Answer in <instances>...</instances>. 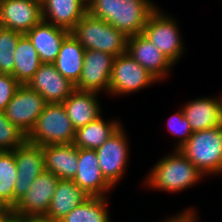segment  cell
<instances>
[{
	"instance_id": "1",
	"label": "cell",
	"mask_w": 222,
	"mask_h": 222,
	"mask_svg": "<svg viewBox=\"0 0 222 222\" xmlns=\"http://www.w3.org/2000/svg\"><path fill=\"white\" fill-rule=\"evenodd\" d=\"M157 7L151 0H93L87 12L130 37L143 32Z\"/></svg>"
},
{
	"instance_id": "2",
	"label": "cell",
	"mask_w": 222,
	"mask_h": 222,
	"mask_svg": "<svg viewBox=\"0 0 222 222\" xmlns=\"http://www.w3.org/2000/svg\"><path fill=\"white\" fill-rule=\"evenodd\" d=\"M200 170L178 149L159 159L144 180L149 188L167 192H181L203 178Z\"/></svg>"
},
{
	"instance_id": "3",
	"label": "cell",
	"mask_w": 222,
	"mask_h": 222,
	"mask_svg": "<svg viewBox=\"0 0 222 222\" xmlns=\"http://www.w3.org/2000/svg\"><path fill=\"white\" fill-rule=\"evenodd\" d=\"M85 50L109 53L115 57L127 52V38L122 31L88 12L70 31Z\"/></svg>"
},
{
	"instance_id": "4",
	"label": "cell",
	"mask_w": 222,
	"mask_h": 222,
	"mask_svg": "<svg viewBox=\"0 0 222 222\" xmlns=\"http://www.w3.org/2000/svg\"><path fill=\"white\" fill-rule=\"evenodd\" d=\"M179 151L204 177L222 174V125L193 132Z\"/></svg>"
},
{
	"instance_id": "5",
	"label": "cell",
	"mask_w": 222,
	"mask_h": 222,
	"mask_svg": "<svg viewBox=\"0 0 222 222\" xmlns=\"http://www.w3.org/2000/svg\"><path fill=\"white\" fill-rule=\"evenodd\" d=\"M76 130L62 103H47L30 133L29 143L41 147L74 143Z\"/></svg>"
},
{
	"instance_id": "6",
	"label": "cell",
	"mask_w": 222,
	"mask_h": 222,
	"mask_svg": "<svg viewBox=\"0 0 222 222\" xmlns=\"http://www.w3.org/2000/svg\"><path fill=\"white\" fill-rule=\"evenodd\" d=\"M161 11L157 8L150 15L142 33L168 60L176 64L184 53V42L176 19Z\"/></svg>"
},
{
	"instance_id": "7",
	"label": "cell",
	"mask_w": 222,
	"mask_h": 222,
	"mask_svg": "<svg viewBox=\"0 0 222 222\" xmlns=\"http://www.w3.org/2000/svg\"><path fill=\"white\" fill-rule=\"evenodd\" d=\"M157 82L148 70L125 52L115 57L108 93L117 96L128 95Z\"/></svg>"
},
{
	"instance_id": "8",
	"label": "cell",
	"mask_w": 222,
	"mask_h": 222,
	"mask_svg": "<svg viewBox=\"0 0 222 222\" xmlns=\"http://www.w3.org/2000/svg\"><path fill=\"white\" fill-rule=\"evenodd\" d=\"M129 140L121 125L106 142L95 149L104 178L114 187L124 177L129 161Z\"/></svg>"
},
{
	"instance_id": "9",
	"label": "cell",
	"mask_w": 222,
	"mask_h": 222,
	"mask_svg": "<svg viewBox=\"0 0 222 222\" xmlns=\"http://www.w3.org/2000/svg\"><path fill=\"white\" fill-rule=\"evenodd\" d=\"M47 102L27 85H20L4 110L6 118L25 135L33 129Z\"/></svg>"
},
{
	"instance_id": "10",
	"label": "cell",
	"mask_w": 222,
	"mask_h": 222,
	"mask_svg": "<svg viewBox=\"0 0 222 222\" xmlns=\"http://www.w3.org/2000/svg\"><path fill=\"white\" fill-rule=\"evenodd\" d=\"M59 178L44 170L30 186L27 193L14 205L11 212L23 217L45 216Z\"/></svg>"
},
{
	"instance_id": "11",
	"label": "cell",
	"mask_w": 222,
	"mask_h": 222,
	"mask_svg": "<svg viewBox=\"0 0 222 222\" xmlns=\"http://www.w3.org/2000/svg\"><path fill=\"white\" fill-rule=\"evenodd\" d=\"M115 56L96 50H85L83 68L76 90L99 93L109 92V83Z\"/></svg>"
},
{
	"instance_id": "12",
	"label": "cell",
	"mask_w": 222,
	"mask_h": 222,
	"mask_svg": "<svg viewBox=\"0 0 222 222\" xmlns=\"http://www.w3.org/2000/svg\"><path fill=\"white\" fill-rule=\"evenodd\" d=\"M14 152L17 178L14 186V205L28 192L30 186L44 169L42 147L26 141Z\"/></svg>"
},
{
	"instance_id": "13",
	"label": "cell",
	"mask_w": 222,
	"mask_h": 222,
	"mask_svg": "<svg viewBox=\"0 0 222 222\" xmlns=\"http://www.w3.org/2000/svg\"><path fill=\"white\" fill-rule=\"evenodd\" d=\"M41 0L0 1V26L26 34L42 21Z\"/></svg>"
},
{
	"instance_id": "14",
	"label": "cell",
	"mask_w": 222,
	"mask_h": 222,
	"mask_svg": "<svg viewBox=\"0 0 222 222\" xmlns=\"http://www.w3.org/2000/svg\"><path fill=\"white\" fill-rule=\"evenodd\" d=\"M127 53L158 81L166 79L174 66L143 33L127 38Z\"/></svg>"
},
{
	"instance_id": "15",
	"label": "cell",
	"mask_w": 222,
	"mask_h": 222,
	"mask_svg": "<svg viewBox=\"0 0 222 222\" xmlns=\"http://www.w3.org/2000/svg\"><path fill=\"white\" fill-rule=\"evenodd\" d=\"M38 92L47 103H63L75 90L74 84L63 77L54 64L42 63L26 84Z\"/></svg>"
},
{
	"instance_id": "16",
	"label": "cell",
	"mask_w": 222,
	"mask_h": 222,
	"mask_svg": "<svg viewBox=\"0 0 222 222\" xmlns=\"http://www.w3.org/2000/svg\"><path fill=\"white\" fill-rule=\"evenodd\" d=\"M73 181L94 197H107V192L114 188L102 175L95 149H78V168Z\"/></svg>"
},
{
	"instance_id": "17",
	"label": "cell",
	"mask_w": 222,
	"mask_h": 222,
	"mask_svg": "<svg viewBox=\"0 0 222 222\" xmlns=\"http://www.w3.org/2000/svg\"><path fill=\"white\" fill-rule=\"evenodd\" d=\"M181 109L193 132L222 125V95L219 98L200 97L191 100Z\"/></svg>"
},
{
	"instance_id": "18",
	"label": "cell",
	"mask_w": 222,
	"mask_h": 222,
	"mask_svg": "<svg viewBox=\"0 0 222 222\" xmlns=\"http://www.w3.org/2000/svg\"><path fill=\"white\" fill-rule=\"evenodd\" d=\"M70 31L41 21L26 33L35 47L41 63L53 64Z\"/></svg>"
},
{
	"instance_id": "19",
	"label": "cell",
	"mask_w": 222,
	"mask_h": 222,
	"mask_svg": "<svg viewBox=\"0 0 222 222\" xmlns=\"http://www.w3.org/2000/svg\"><path fill=\"white\" fill-rule=\"evenodd\" d=\"M44 169L59 179L73 180L78 168V148L73 143L42 147Z\"/></svg>"
},
{
	"instance_id": "20",
	"label": "cell",
	"mask_w": 222,
	"mask_h": 222,
	"mask_svg": "<svg viewBox=\"0 0 222 222\" xmlns=\"http://www.w3.org/2000/svg\"><path fill=\"white\" fill-rule=\"evenodd\" d=\"M43 21L71 31L87 13L81 0H41Z\"/></svg>"
},
{
	"instance_id": "21",
	"label": "cell",
	"mask_w": 222,
	"mask_h": 222,
	"mask_svg": "<svg viewBox=\"0 0 222 222\" xmlns=\"http://www.w3.org/2000/svg\"><path fill=\"white\" fill-rule=\"evenodd\" d=\"M98 93L74 90L62 103L75 130L101 117Z\"/></svg>"
},
{
	"instance_id": "22",
	"label": "cell",
	"mask_w": 222,
	"mask_h": 222,
	"mask_svg": "<svg viewBox=\"0 0 222 222\" xmlns=\"http://www.w3.org/2000/svg\"><path fill=\"white\" fill-rule=\"evenodd\" d=\"M89 197L73 180L59 179L45 217L61 220Z\"/></svg>"
},
{
	"instance_id": "23",
	"label": "cell",
	"mask_w": 222,
	"mask_h": 222,
	"mask_svg": "<svg viewBox=\"0 0 222 222\" xmlns=\"http://www.w3.org/2000/svg\"><path fill=\"white\" fill-rule=\"evenodd\" d=\"M84 55V47L70 33L62 42L53 64L63 77L75 85L82 72Z\"/></svg>"
},
{
	"instance_id": "24",
	"label": "cell",
	"mask_w": 222,
	"mask_h": 222,
	"mask_svg": "<svg viewBox=\"0 0 222 222\" xmlns=\"http://www.w3.org/2000/svg\"><path fill=\"white\" fill-rule=\"evenodd\" d=\"M120 121L104 120L99 117L87 125L78 128L75 132L74 145L78 149H97L113 135L121 126Z\"/></svg>"
},
{
	"instance_id": "25",
	"label": "cell",
	"mask_w": 222,
	"mask_h": 222,
	"mask_svg": "<svg viewBox=\"0 0 222 222\" xmlns=\"http://www.w3.org/2000/svg\"><path fill=\"white\" fill-rule=\"evenodd\" d=\"M13 55L15 65L11 75L21 85H26L42 64L35 47L26 34L19 37Z\"/></svg>"
},
{
	"instance_id": "26",
	"label": "cell",
	"mask_w": 222,
	"mask_h": 222,
	"mask_svg": "<svg viewBox=\"0 0 222 222\" xmlns=\"http://www.w3.org/2000/svg\"><path fill=\"white\" fill-rule=\"evenodd\" d=\"M106 198L90 196L64 216L60 222H111Z\"/></svg>"
},
{
	"instance_id": "27",
	"label": "cell",
	"mask_w": 222,
	"mask_h": 222,
	"mask_svg": "<svg viewBox=\"0 0 222 222\" xmlns=\"http://www.w3.org/2000/svg\"><path fill=\"white\" fill-rule=\"evenodd\" d=\"M17 166L13 151H0V199L11 210L14 207V186Z\"/></svg>"
},
{
	"instance_id": "28",
	"label": "cell",
	"mask_w": 222,
	"mask_h": 222,
	"mask_svg": "<svg viewBox=\"0 0 222 222\" xmlns=\"http://www.w3.org/2000/svg\"><path fill=\"white\" fill-rule=\"evenodd\" d=\"M22 33L0 26V73L12 74L14 71V52Z\"/></svg>"
},
{
	"instance_id": "29",
	"label": "cell",
	"mask_w": 222,
	"mask_h": 222,
	"mask_svg": "<svg viewBox=\"0 0 222 222\" xmlns=\"http://www.w3.org/2000/svg\"><path fill=\"white\" fill-rule=\"evenodd\" d=\"M26 141L27 135L6 118L4 111H0V151L15 150Z\"/></svg>"
},
{
	"instance_id": "30",
	"label": "cell",
	"mask_w": 222,
	"mask_h": 222,
	"mask_svg": "<svg viewBox=\"0 0 222 222\" xmlns=\"http://www.w3.org/2000/svg\"><path fill=\"white\" fill-rule=\"evenodd\" d=\"M167 128L177 138V144L174 149H180L192 136L191 126L180 108L178 112L172 115L167 122Z\"/></svg>"
},
{
	"instance_id": "31",
	"label": "cell",
	"mask_w": 222,
	"mask_h": 222,
	"mask_svg": "<svg viewBox=\"0 0 222 222\" xmlns=\"http://www.w3.org/2000/svg\"><path fill=\"white\" fill-rule=\"evenodd\" d=\"M21 84L11 75L0 73V111H4Z\"/></svg>"
},
{
	"instance_id": "32",
	"label": "cell",
	"mask_w": 222,
	"mask_h": 222,
	"mask_svg": "<svg viewBox=\"0 0 222 222\" xmlns=\"http://www.w3.org/2000/svg\"><path fill=\"white\" fill-rule=\"evenodd\" d=\"M196 211L191 208L185 209L182 211V213H178L176 216L168 217V219H165L161 222H198L196 217Z\"/></svg>"
},
{
	"instance_id": "33",
	"label": "cell",
	"mask_w": 222,
	"mask_h": 222,
	"mask_svg": "<svg viewBox=\"0 0 222 222\" xmlns=\"http://www.w3.org/2000/svg\"><path fill=\"white\" fill-rule=\"evenodd\" d=\"M1 222H29V218L15 215L11 211L1 217Z\"/></svg>"
},
{
	"instance_id": "34",
	"label": "cell",
	"mask_w": 222,
	"mask_h": 222,
	"mask_svg": "<svg viewBox=\"0 0 222 222\" xmlns=\"http://www.w3.org/2000/svg\"><path fill=\"white\" fill-rule=\"evenodd\" d=\"M29 222H60V220L50 219L45 216L29 217Z\"/></svg>"
},
{
	"instance_id": "35",
	"label": "cell",
	"mask_w": 222,
	"mask_h": 222,
	"mask_svg": "<svg viewBox=\"0 0 222 222\" xmlns=\"http://www.w3.org/2000/svg\"><path fill=\"white\" fill-rule=\"evenodd\" d=\"M11 210L0 199V217L8 214Z\"/></svg>"
},
{
	"instance_id": "36",
	"label": "cell",
	"mask_w": 222,
	"mask_h": 222,
	"mask_svg": "<svg viewBox=\"0 0 222 222\" xmlns=\"http://www.w3.org/2000/svg\"><path fill=\"white\" fill-rule=\"evenodd\" d=\"M82 1V3L84 4V5H86L87 7H88V5L93 1V0H81Z\"/></svg>"
}]
</instances>
